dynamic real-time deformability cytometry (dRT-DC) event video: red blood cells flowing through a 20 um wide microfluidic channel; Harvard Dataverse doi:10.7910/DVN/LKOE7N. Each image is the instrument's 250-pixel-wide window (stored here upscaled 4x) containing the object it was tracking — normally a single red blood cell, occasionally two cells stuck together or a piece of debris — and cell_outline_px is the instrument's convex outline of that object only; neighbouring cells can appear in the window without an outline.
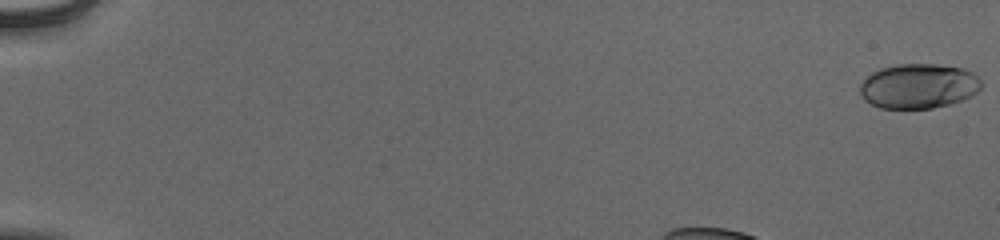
{"species": "human", "species_latin": "Homo sapiens", "temperature_condition": "cold", "stored_images_in_passage": 41, "camera_frame_rate_fps": 3000, "um_per_image_px": 0.085, "donor": {"sex": "male"}, "frame": {"image": 1, "passage_image": 1, "time_ms": 0.0, "image_size_px": [1000, 240], "cell_outline_px": [[980, 88], [972, 96], [948, 104], [932, 108], [880, 108], [864, 100], [860, 92], [860, 84], [872, 72], [880, 68], [900, 64], [936, 64], [960, 68], [972, 72], [980, 80]], "centroid_in_image_um": [78.05, 7.31], "position_along_channel_um": 6.9, "area_um2": 31.39}}
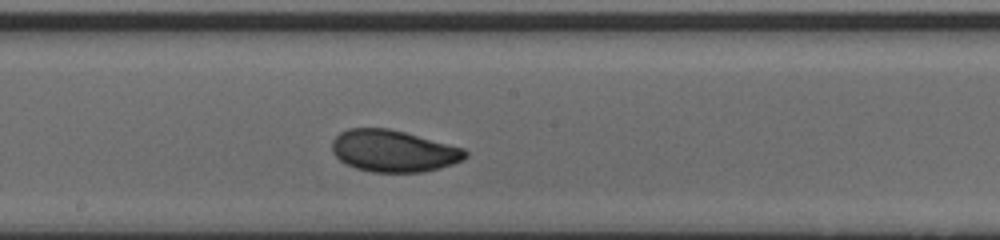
{"frame": {"image": 2, "passage_image": 26, "time_ms": 8.333, "image_size_px": [1000, 240], "cell_outline_px": [[468, 156], [464, 160], [440, 168], [424, 172], [372, 172], [356, 168], [340, 160], [332, 152], [332, 140], [340, 132], [348, 128], [388, 128], [404, 132], [464, 148], [468, 152]], "centroid_in_image_um": [33.45, 12.83], "position_along_channel_um": 214.7, "area_um2": 32.48}}
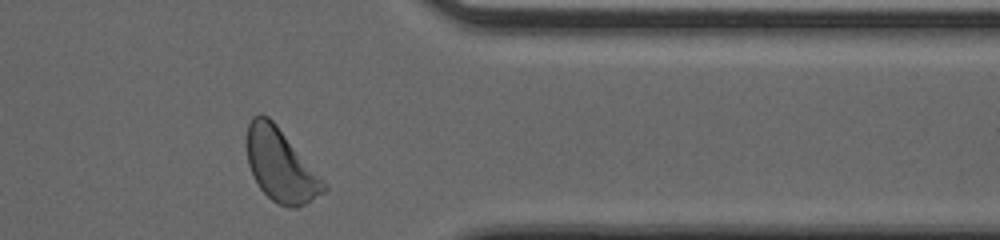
{"frame": {"image": 3, "passage_image": 40, "time_ms": 13.0, "image_size_px": [1000, 240], "cell_outline_px": [[328, 188], [324, 192], [304, 204], [296, 208], [292, 208], [280, 204], [272, 200], [260, 188], [248, 164], [244, 144], [244, 140], [248, 124], [252, 116], [260, 112], [268, 116], [276, 124], [324, 180]], "centroid_in_image_um": [23.8, 14.0], "position_along_channel_um": 387.6, "area_um2": 32.66}, "authors_computed_cell_mechanics": {"area_um2": 32.0212, "velocity_mm_per_s": 3.85, "shape_relaxation_time_tau1_ms": 2.7616, "shape_relaxation_time_tau2_ms": 2.0169, "deformation_change_tau1": 0.0997, "deformation_change_tau2": 0.0664}}